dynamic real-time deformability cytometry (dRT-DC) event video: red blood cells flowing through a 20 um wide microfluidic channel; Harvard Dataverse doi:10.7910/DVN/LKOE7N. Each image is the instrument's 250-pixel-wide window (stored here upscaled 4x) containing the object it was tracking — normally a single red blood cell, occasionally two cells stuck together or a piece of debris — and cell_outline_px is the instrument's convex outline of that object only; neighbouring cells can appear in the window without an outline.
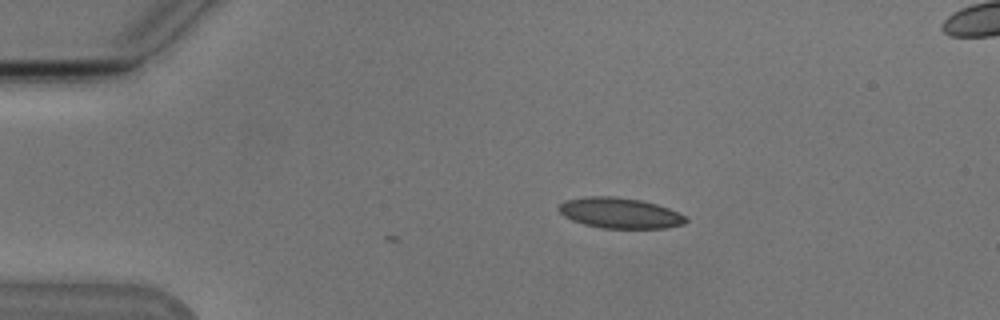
{"species": "Egyptian fruit bat (a non-hibernating species)", "species_latin": "Rousettus aegyptiacus", "temperature_condition": "cold", "stored_images_in_passage": 2, "camera_frame_rate_fps": 3000, "um_per_image_px": 0.085, "animal": {"sex": "male"}, "frame": {"image": 1, "passage_image": 2, "time_ms": 0.333, "image_size_px": [1000, 320], "cell_outline_px": [[688, 220], [684, 224], [668, 228], [600, 228], [584, 224], [572, 220], [564, 216], [556, 208], [564, 200], [584, 196], [616, 196], [640, 200], [656, 204], [668, 208], [688, 216]], "centroid_in_image_um": [52.69, 18.1], "position_along_channel_um": 32.3, "area_um2": 22.89}}